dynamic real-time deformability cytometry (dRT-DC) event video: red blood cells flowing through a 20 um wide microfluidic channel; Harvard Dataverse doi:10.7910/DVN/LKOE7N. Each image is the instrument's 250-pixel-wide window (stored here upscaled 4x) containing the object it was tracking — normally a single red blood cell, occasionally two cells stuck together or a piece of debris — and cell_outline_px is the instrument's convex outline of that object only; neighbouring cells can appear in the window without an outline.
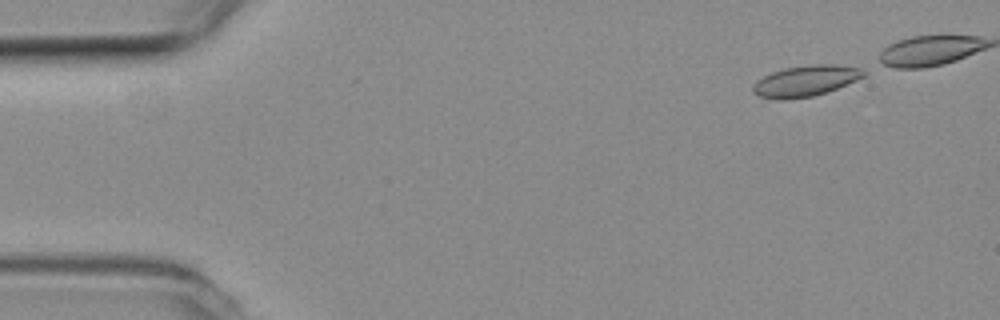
{"species": "common noctule bat (a hibernating species)", "species_latin": "Nyctalus noctula", "temperature_condition": "room temperature", "stored_images_in_passage": 39, "camera_frame_rate_fps": 3000, "um_per_image_px": 0.085, "animal": {"sex": "female", "body_mass_g": 19.3, "forearm_length_mm": 54.1}, "frame": {"image": 1, "passage_image": 1, "time_ms": 0.0, "image_size_px": [1000, 320], "cell_outline_px": [[868, 76], [836, 88], [812, 96], [784, 100], [780, 100], [760, 96], [752, 92], [752, 84], [756, 80], [772, 72], [784, 68], [812, 64], [832, 64], [860, 68], [868, 72]], "centroid_in_image_um": [68.48, 6.87], "position_along_channel_um": 16.5, "area_um2": 20.0}}
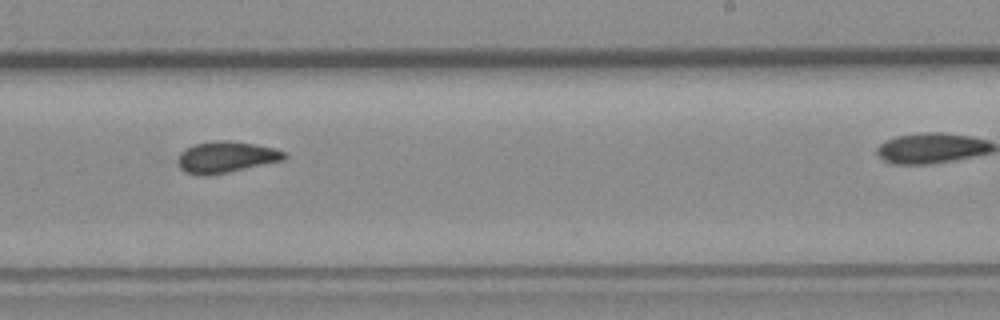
{"frame": {"image": 2, "passage_image": 29, "time_ms": 9.333, "image_size_px": [1000, 320], "cell_outline_px": [[288, 156], [284, 160], [228, 172], [204, 176], [196, 176], [184, 172], [180, 168], [176, 160], [180, 152], [184, 148], [196, 144], [216, 140], [228, 140], [256, 144], [272, 148], [284, 152]], "centroid_in_image_um": [19.16, 13.36], "position_along_channel_um": 269.8, "area_um2": 19.59}}
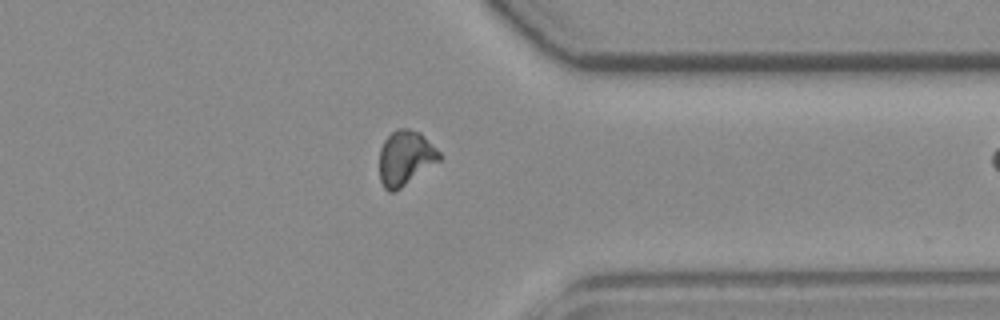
{"frame": {"image": 3, "passage_image": 38, "time_ms": 12.333, "image_size_px": [1000, 320], "cell_outline_px": [[440, 160], [396, 192], [388, 192], [384, 188], [380, 180], [380, 148], [384, 140], [396, 128], [408, 128], [420, 132], [440, 152]], "centroid_in_image_um": [34.44, 13.43], "position_along_channel_um": 377.0, "area_um2": 19.19}}